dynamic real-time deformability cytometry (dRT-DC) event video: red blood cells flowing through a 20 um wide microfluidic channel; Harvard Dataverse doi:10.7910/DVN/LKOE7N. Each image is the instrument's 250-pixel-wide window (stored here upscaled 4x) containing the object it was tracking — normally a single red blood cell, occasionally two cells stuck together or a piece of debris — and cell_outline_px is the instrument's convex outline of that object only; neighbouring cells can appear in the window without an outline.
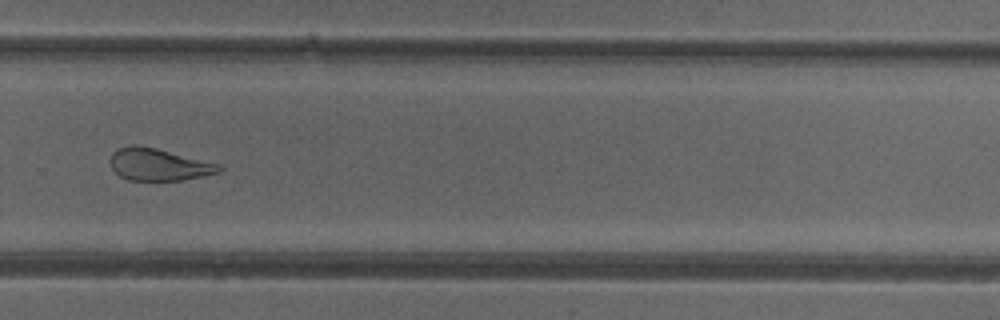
{"species": "common noctule bat (a hibernating species)", "species_latin": "Nyctalus noctula", "temperature_condition": "cold", "stored_images_in_passage": 37, "camera_frame_rate_fps": 3000, "um_per_image_px": 0.085, "animal": {"sex": "female"}, "frame": {"image": 1, "passage_image": 22, "time_ms": 7.0, "image_size_px": [1000, 320], "cell_outline_px": [[224, 168], [220, 172], [184, 180], [128, 180], [120, 176], [112, 168], [108, 160], [112, 152], [116, 148], [132, 144], [136, 144], [156, 148], [220, 164]], "centroid_in_image_um": [13.45, 13.97], "position_along_channel_um": 316.3, "area_um2": 20.58}}
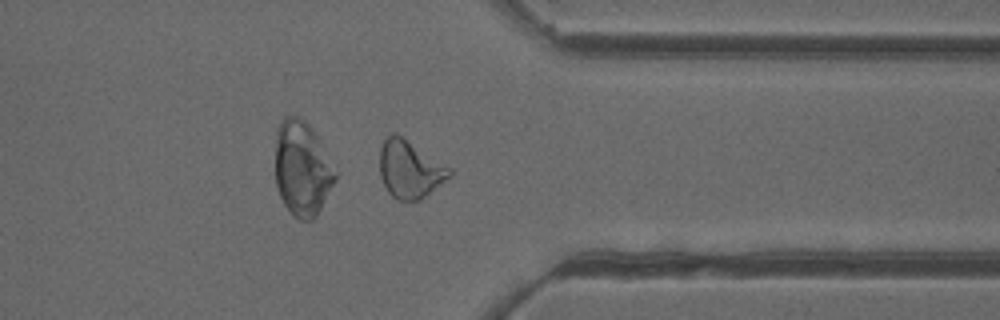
{"frame": {"image": 2, "passage_image": 27, "time_ms": 8.667, "image_size_px": [1000, 320], "cell_outline_px": [[452, 176], [420, 200], [396, 200], [388, 192], [380, 176], [380, 148], [384, 140], [392, 132], [396, 132], [452, 168]], "centroid_in_image_um": [34.85, 14.38], "position_along_channel_um": 376.6, "area_um2": 23.58}, "authors_computed_cell_mechanics": {"area_um2": 22.1374, "velocity_mm_per_s": 3.9291, "shape_relaxation_time_tau1_ms": null, "shape_relaxation_time_tau2_ms": 2.0509, "deformation_change_tau1": null, "deformation_change_tau2": 0.1047}}